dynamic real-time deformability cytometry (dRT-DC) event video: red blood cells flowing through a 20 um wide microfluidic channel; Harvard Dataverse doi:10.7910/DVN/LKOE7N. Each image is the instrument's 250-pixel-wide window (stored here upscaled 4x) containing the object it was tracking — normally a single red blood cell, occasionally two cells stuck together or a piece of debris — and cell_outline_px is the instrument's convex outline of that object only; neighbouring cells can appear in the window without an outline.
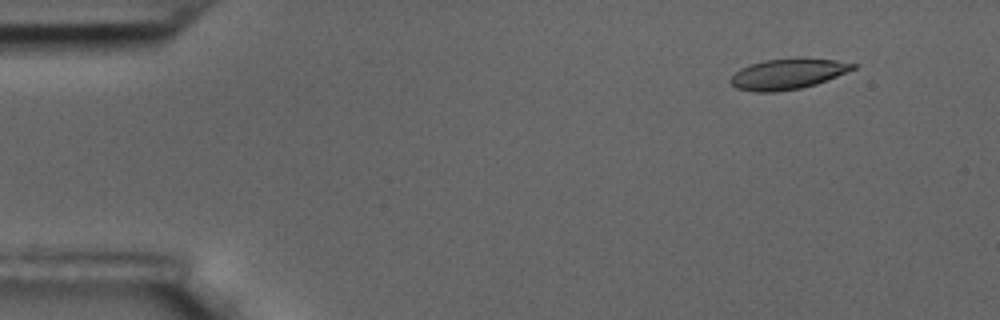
{"species": "common noctule bat (a hibernating species)", "species_latin": "Nyctalus noctula", "temperature_condition": "room temperature", "stored_images_in_passage": 4, "camera_frame_rate_fps": 3000, "um_per_image_px": 0.085, "animal": {"sex": "male", "body_mass_g": 17.5, "forearm_length_mm": 52.3}, "frame": {"image": 1, "passage_image": 2, "time_ms": 0.333, "image_size_px": [1000, 320], "cell_outline_px": [[860, 64], [856, 68], [816, 84], [800, 88], [776, 92], [756, 92], [736, 88], [728, 80], [740, 68], [764, 60], [796, 56], [836, 60]], "centroid_in_image_um": [66.98, 6.26], "position_along_channel_um": 18.0, "area_um2": 22.14}}